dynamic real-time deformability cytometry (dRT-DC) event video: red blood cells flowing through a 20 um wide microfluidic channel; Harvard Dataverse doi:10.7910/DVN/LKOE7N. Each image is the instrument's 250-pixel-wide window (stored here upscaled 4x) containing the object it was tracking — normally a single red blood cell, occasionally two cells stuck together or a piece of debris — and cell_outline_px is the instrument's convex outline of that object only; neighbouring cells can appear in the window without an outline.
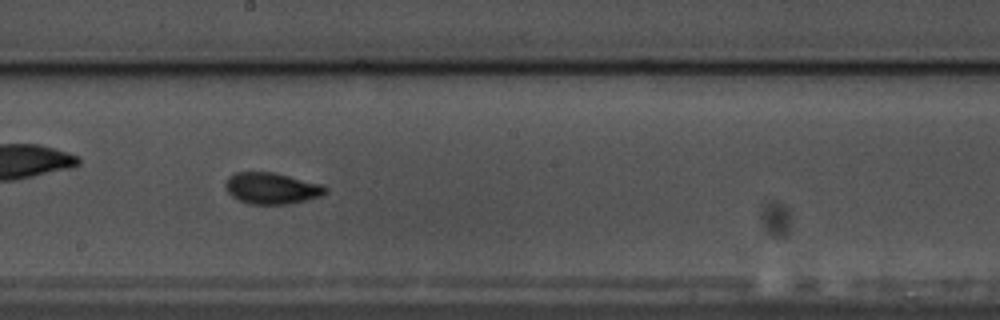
{"species": "common noctule bat (a hibernating species)", "species_latin": "Nyctalus noctula", "temperature_condition": "warm", "stored_images_in_passage": 46, "camera_frame_rate_fps": 3000, "um_per_image_px": 0.085, "animal": {"sex": "male", "body_mass_g": 17.5, "forearm_length_mm": 52.3}, "frame": {"image": 1, "passage_image": 20, "time_ms": 6.333, "image_size_px": [1000, 320], "cell_outline_px": [[328, 192], [320, 196], [288, 204], [248, 204], [232, 196], [228, 192], [224, 184], [228, 176], [236, 172], [272, 172], [324, 184], [328, 188]], "centroid_in_image_um": [23.1, 16.0], "position_along_channel_um": 225.1, "area_um2": 18.32}, "authors_computed_cell_mechanics": {"area_um2": 17.2244, "velocity_mm_per_s": 3.5291, "shape_relaxation_time_tau1_ms": 3.8609, "shape_relaxation_time_tau2_ms": 1.9668, "deformation_change_tau1": 0.1459, "deformation_change_tau2": 0.0829}}